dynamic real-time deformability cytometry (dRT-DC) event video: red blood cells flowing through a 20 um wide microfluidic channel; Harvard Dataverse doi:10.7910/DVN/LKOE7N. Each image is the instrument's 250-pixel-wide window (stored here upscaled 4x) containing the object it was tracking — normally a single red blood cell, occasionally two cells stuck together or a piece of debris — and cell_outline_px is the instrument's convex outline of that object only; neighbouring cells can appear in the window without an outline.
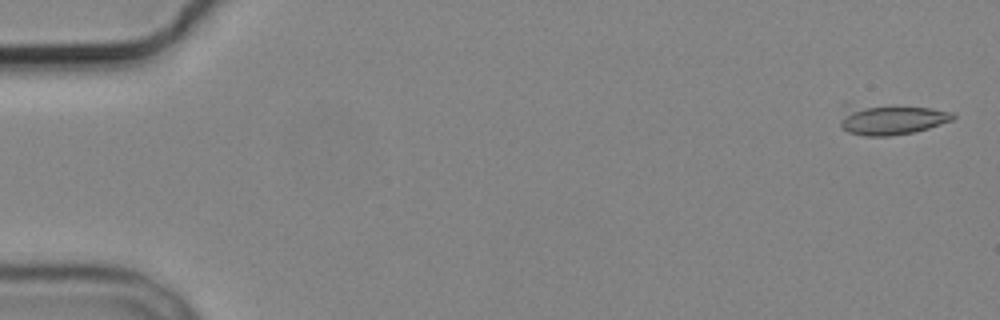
{"species": "common noctule bat (a hibernating species)", "species_latin": "Nyctalus noctula", "temperature_condition": "cold", "stored_images_in_passage": 2, "camera_frame_rate_fps": 3000, "um_per_image_px": 0.085, "animal": {"sex": "male", "body_mass_g": 19.2, "forearm_length_mm": 51.8}, "frame": {"image": 1, "passage_image": 2, "time_ms": 1.0, "image_size_px": [1000, 320], "cell_outline_px": [[956, 116], [952, 120], [928, 128], [912, 132], [888, 136], [864, 136], [848, 132], [840, 124], [840, 104], [844, 100], [932, 108], [952, 112]], "centroid_in_image_um": [75.54, 10.06], "position_along_channel_um": 9.5, "area_um2": 21.39}}